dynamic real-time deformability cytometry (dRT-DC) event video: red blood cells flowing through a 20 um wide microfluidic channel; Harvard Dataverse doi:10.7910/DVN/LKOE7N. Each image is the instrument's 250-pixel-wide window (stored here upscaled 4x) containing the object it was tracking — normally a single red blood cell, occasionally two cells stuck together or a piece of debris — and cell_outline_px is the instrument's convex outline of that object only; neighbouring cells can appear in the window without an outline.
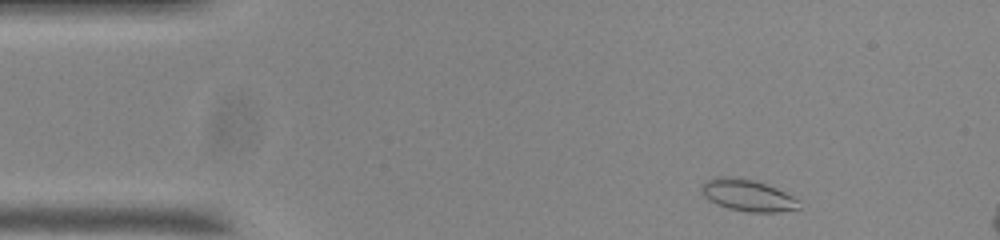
{"species": "common noctule bat (a hibernating species)", "species_latin": "Nyctalus noctula", "temperature_condition": "room temperature", "stored_images_in_passage": 11, "camera_frame_rate_fps": 3000, "um_per_image_px": 0.085, "animal": {"sex": "male", "body_mass_g": 20.0, "forearm_length_mm": 53.3}, "frame": {"image": 1, "passage_image": 2, "time_ms": 0.333, "image_size_px": [1000, 240], "cell_outline_px": [[800, 208], [780, 212], [748, 212], [728, 208], [716, 204], [708, 200], [700, 192], [700, 184], [708, 180], [720, 176], [732, 176], [752, 180], [776, 188], [800, 200]], "centroid_in_image_um": [63.52, 16.61], "position_along_channel_um": 21.5, "area_um2": 18.09}}